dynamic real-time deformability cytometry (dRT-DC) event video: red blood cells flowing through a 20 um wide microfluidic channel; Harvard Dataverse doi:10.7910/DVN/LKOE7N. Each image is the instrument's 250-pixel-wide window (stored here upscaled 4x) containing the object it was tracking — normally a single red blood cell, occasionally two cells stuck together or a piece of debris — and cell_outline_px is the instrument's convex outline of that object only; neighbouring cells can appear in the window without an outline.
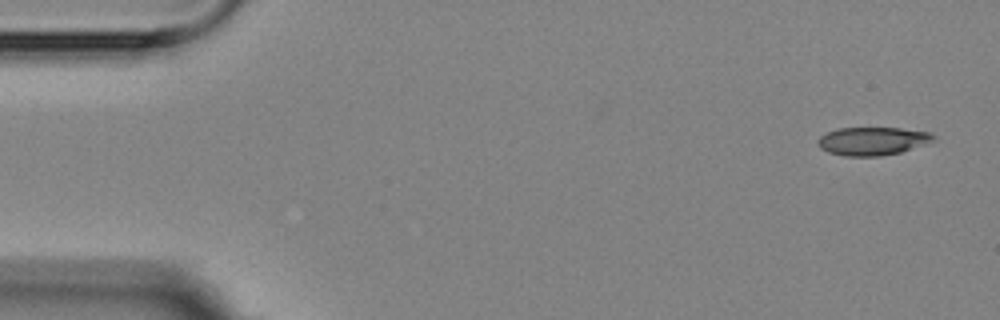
{"species": "Egyptian fruit bat (a non-hibernating species)", "species_latin": "Rousettus aegyptiacus", "temperature_condition": "room temperature", "stored_images_in_passage": 5, "camera_frame_rate_fps": 3000, "um_per_image_px": 0.085, "animal": {"sex": "female"}, "frame": {"image": 1, "passage_image": 1, "time_ms": 0.0, "image_size_px": [1000, 320], "cell_outline_px": [[936, 140], [900, 152], [880, 156], [844, 156], [828, 152], [820, 148], [816, 140], [820, 136], [836, 128], [900, 128], [932, 132], [936, 136]], "centroid_in_image_um": [74.16, 11.98], "position_along_channel_um": 10.8, "area_um2": 19.07}}
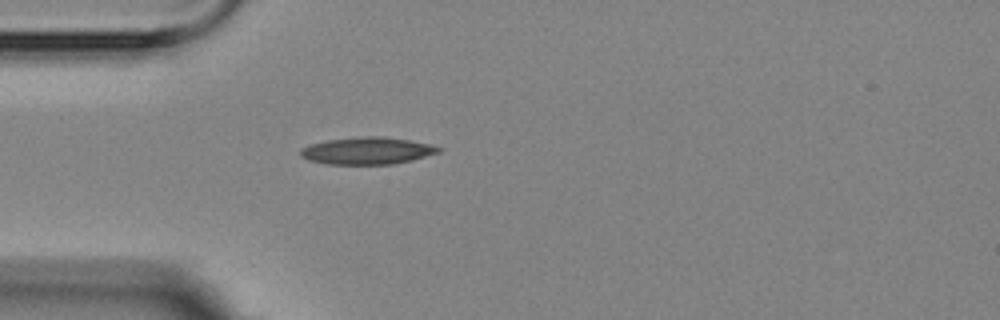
{"frame": {"image": 2, "passage_image": 5, "time_ms": 4.333, "image_size_px": [1000, 320], "cell_outline_px": [[444, 148], [440, 152], [412, 160], [392, 164], [328, 164], [308, 160], [300, 156], [300, 148], [308, 144], [328, 140], [364, 136], [384, 136], [408, 140], [428, 144]], "centroid_in_image_um": [31.19, 12.81], "position_along_channel_um": 53.8, "area_um2": 21.85}}